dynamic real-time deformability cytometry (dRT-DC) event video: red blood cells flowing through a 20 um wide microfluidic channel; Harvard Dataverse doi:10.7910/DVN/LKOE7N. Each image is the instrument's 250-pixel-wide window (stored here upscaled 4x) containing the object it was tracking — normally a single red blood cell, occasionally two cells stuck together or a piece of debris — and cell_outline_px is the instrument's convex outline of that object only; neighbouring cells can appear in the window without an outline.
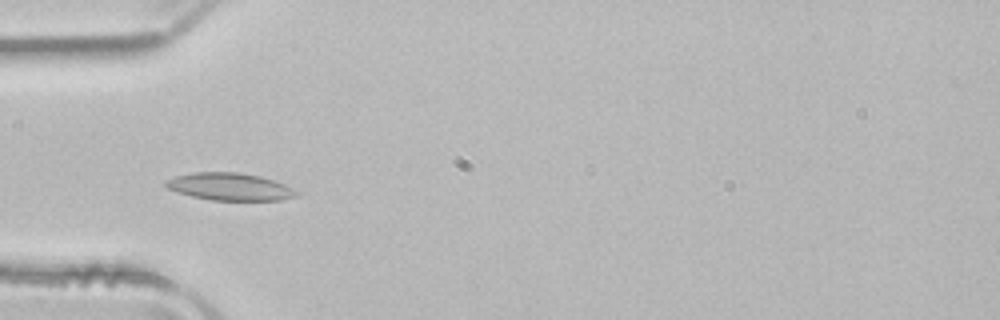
{"species": "common noctule bat (a hibernating species)", "species_latin": "Nyctalus noctula", "temperature_condition": "room temperature", "stored_images_in_passage": 36, "camera_frame_rate_fps": 3000, "um_per_image_px": 0.085, "animal": {"sex": "male", "body_mass_g": 21.5, "forearm_length_mm": 52.0}, "frame": {"image": 1, "passage_image": 5, "time_ms": 1.333, "image_size_px": [1000, 320], "cell_outline_px": [[300, 192], [296, 196], [280, 200], [212, 200], [192, 196], [176, 192], [168, 188], [164, 184], [164, 180], [176, 176], [192, 172], [240, 172], [260, 176], [284, 184]], "centroid_in_image_um": [19.51, 15.86], "position_along_channel_um": 65.5, "area_um2": 20.87}}
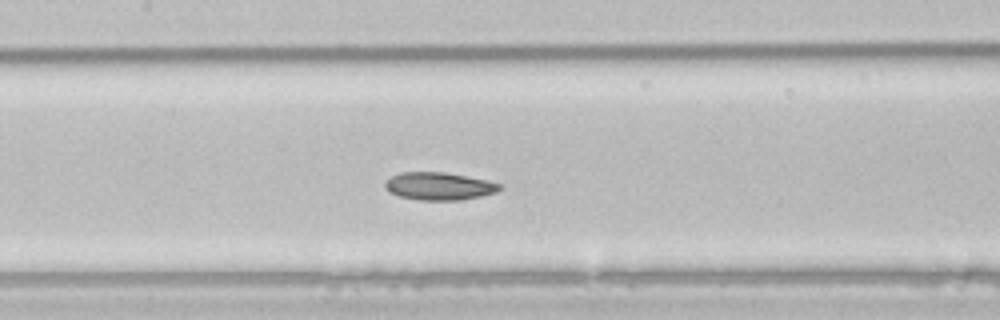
{"frame": {"image": 2, "passage_image": 13, "time_ms": 4.0, "image_size_px": [1000, 320], "cell_outline_px": [[504, 188], [496, 192], [480, 196], [460, 200], [420, 200], [400, 196], [388, 192], [384, 188], [384, 184], [392, 176], [400, 172], [444, 172], [488, 180], [504, 184]], "centroid_in_image_um": [37.35, 15.82], "position_along_channel_um": 170.0, "area_um2": 18.61}}
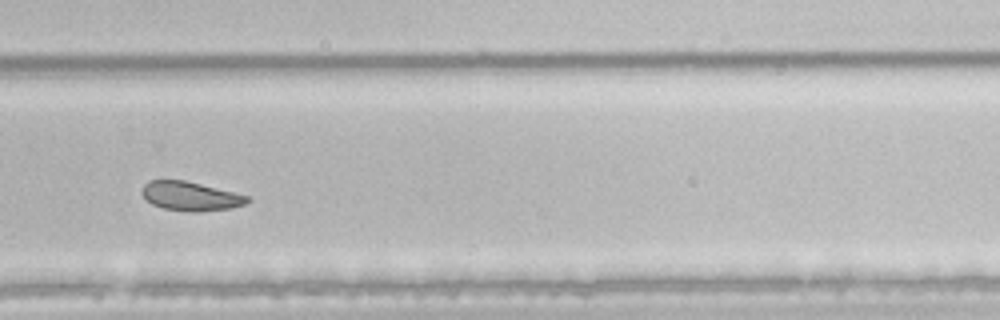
{"frame": {"image": 3, "passage_image": 24, "time_ms": 7.667, "image_size_px": [1000, 320], "cell_outline_px": [[252, 200], [244, 204], [228, 208], [200, 212], [192, 212], [164, 208], [152, 204], [140, 192], [144, 184], [148, 180], [184, 180], [248, 196]], "centroid_in_image_um": [16.16, 16.67], "position_along_channel_um": 313.6, "area_um2": 17.57}, "authors_computed_cell_mechanics": {"area_um2": 19.0162, "velocity_mm_per_s": 3.9427, "shape_relaxation_time_tau1_ms": null, "shape_relaxation_time_tau2_ms": 5.1271, "deformation_change_tau1": null, "deformation_change_tau2": 0.1012}}